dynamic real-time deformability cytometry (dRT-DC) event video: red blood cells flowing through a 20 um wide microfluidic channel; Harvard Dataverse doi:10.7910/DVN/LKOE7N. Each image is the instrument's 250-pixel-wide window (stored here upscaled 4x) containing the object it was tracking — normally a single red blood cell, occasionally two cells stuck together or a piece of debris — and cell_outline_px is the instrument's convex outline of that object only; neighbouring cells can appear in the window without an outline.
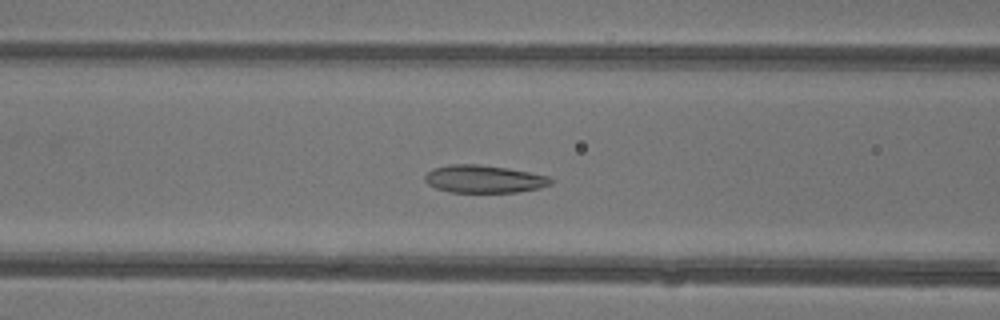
{"species": "common noctule bat (a hibernating species)", "species_latin": "Nyctalus noctula", "temperature_condition": "warm", "stored_images_in_passage": 45, "camera_frame_rate_fps": 3000, "um_per_image_px": 0.085, "animal": {"sex": "female"}, "frame": {"image": 1, "passage_image": 17, "time_ms": 5.333, "image_size_px": [1000, 320], "cell_outline_px": [[556, 180], [552, 184], [540, 188], [516, 192], [448, 192], [436, 188], [428, 184], [424, 180], [424, 176], [432, 168], [448, 164], [480, 164], [508, 168], [548, 176]], "centroid_in_image_um": [41.14, 15.21], "position_along_channel_um": 125.5, "area_um2": 20.52}}
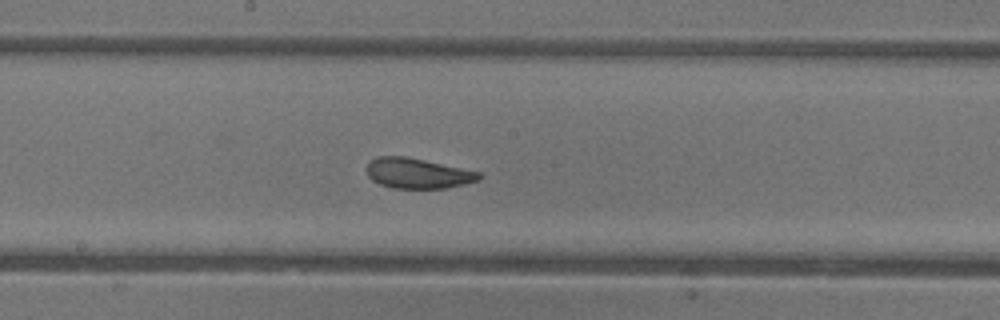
{"frame": {"image": 2, "passage_image": 23, "time_ms": 7.333, "image_size_px": [1000, 320], "cell_outline_px": [[484, 176], [480, 180], [448, 188], [392, 188], [380, 184], [372, 180], [368, 176], [368, 160], [376, 156], [404, 156], [424, 160], [480, 172]], "centroid_in_image_um": [35.51, 14.73], "position_along_channel_um": 212.7, "area_um2": 19.83}}
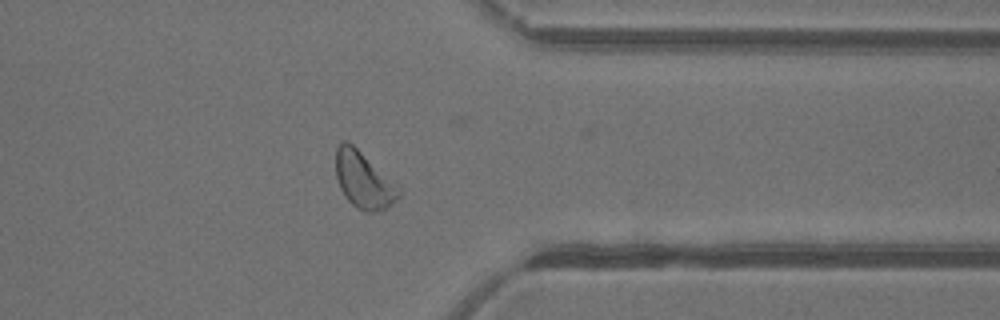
{"frame": {"image": 3, "passage_image": 35, "time_ms": 11.333, "image_size_px": [1000, 320], "cell_outline_px": [[400, 196], [388, 208], [376, 212], [368, 212], [352, 204], [344, 196], [340, 188], [336, 176], [336, 148], [344, 140], [348, 140], [400, 184]], "centroid_in_image_um": [30.96, 15.29], "position_along_channel_um": 380.4, "area_um2": 21.15}, "authors_computed_cell_mechanics": {"area_um2": 21.1548, "velocity_mm_per_s": 4.3626, "shape_relaxation_time_tau1_ms": 3.6467, "shape_relaxation_time_tau2_ms": 1.5219, "deformation_change_tau1": 0.1119, "deformation_change_tau2": 0.0746}}